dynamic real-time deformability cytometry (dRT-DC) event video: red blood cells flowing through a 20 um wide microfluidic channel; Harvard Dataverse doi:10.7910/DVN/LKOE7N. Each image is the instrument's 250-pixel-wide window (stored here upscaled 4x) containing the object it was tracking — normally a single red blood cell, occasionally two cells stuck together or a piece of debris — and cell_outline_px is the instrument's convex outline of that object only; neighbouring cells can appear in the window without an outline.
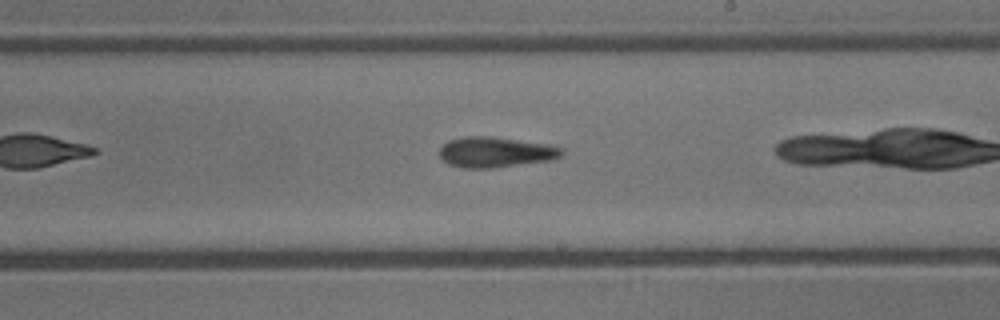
{"species": "common noctule bat (a hibernating species)", "species_latin": "Nyctalus noctula", "temperature_condition": "cold", "stored_images_in_passage": 27, "camera_frame_rate_fps": 3000, "um_per_image_px": 0.085, "animal": {"sex": "male", "body_mass_g": 13.3}, "frame": {"image": 1, "passage_image": 16, "time_ms": 5.0, "image_size_px": [1000, 320], "cell_outline_px": [[564, 152], [560, 156], [552, 160], [492, 168], [464, 168], [448, 164], [440, 156], [440, 148], [448, 140], [464, 136], [492, 136], [552, 144], [564, 148]], "centroid_in_image_um": [42.16, 12.92], "position_along_channel_um": 246.8, "area_um2": 21.96}}